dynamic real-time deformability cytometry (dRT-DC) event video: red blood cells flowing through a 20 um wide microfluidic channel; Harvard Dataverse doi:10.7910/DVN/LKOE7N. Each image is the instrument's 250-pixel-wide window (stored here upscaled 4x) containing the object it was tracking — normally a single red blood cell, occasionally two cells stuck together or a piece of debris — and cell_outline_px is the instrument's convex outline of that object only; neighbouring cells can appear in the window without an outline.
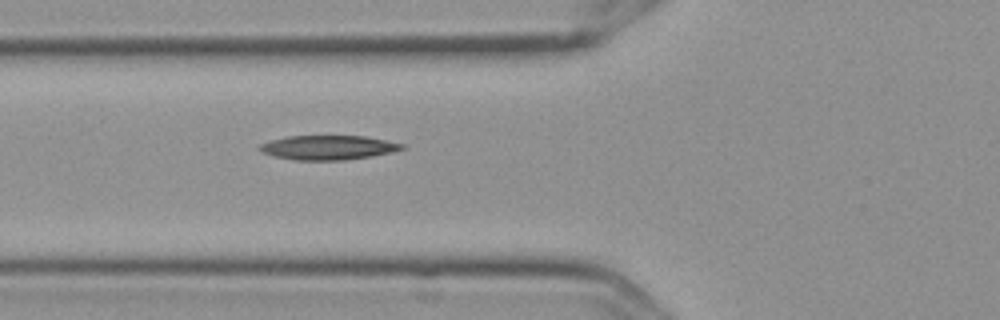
{"species": "Egyptian fruit bat (a non-hibernating species)", "species_latin": "Rousettus aegyptiacus", "temperature_condition": "cold", "stored_images_in_passage": 4, "camera_frame_rate_fps": 3000, "um_per_image_px": 0.085, "frame": {"image": 1, "passage_image": 4, "time_ms": 1.0, "image_size_px": [1000, 320], "cell_outline_px": [[404, 148], [392, 152], [372, 156], [344, 160], [296, 160], [276, 156], [264, 152], [256, 148], [260, 144], [284, 136], [364, 136], [404, 144]], "centroid_in_image_um": [27.88, 12.54], "position_along_channel_um": 97.9, "area_um2": 20.0}}